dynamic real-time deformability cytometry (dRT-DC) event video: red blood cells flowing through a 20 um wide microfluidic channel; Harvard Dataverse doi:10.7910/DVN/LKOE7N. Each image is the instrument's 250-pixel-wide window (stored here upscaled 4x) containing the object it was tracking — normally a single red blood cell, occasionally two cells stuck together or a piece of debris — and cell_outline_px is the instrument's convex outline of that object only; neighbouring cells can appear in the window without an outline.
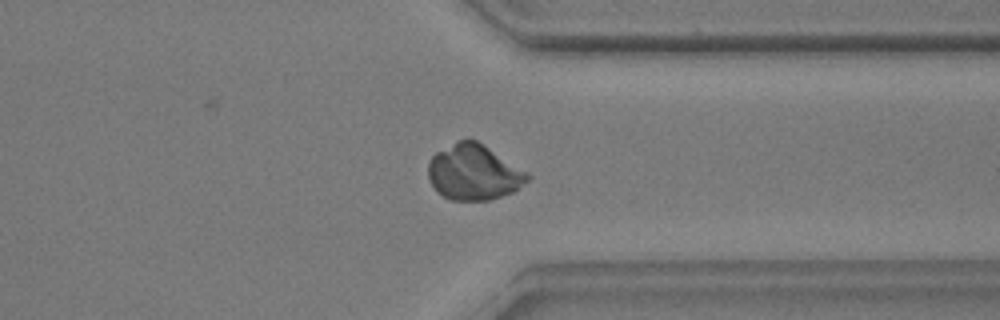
{"species": "common noctule bat (a hibernating species)", "species_latin": "Nyctalus noctula", "temperature_condition": "warm", "stored_images_in_passage": 56, "camera_frame_rate_fps": 3000, "um_per_image_px": 0.085, "animal": {"sex": "male", "body_mass_g": 17.9, "forearm_length_mm": 54.2}, "frame": {"image": 1, "passage_image": 43, "time_ms": 14.0, "image_size_px": [1000, 320], "cell_outline_px": [[532, 176], [528, 180], [512, 192], [488, 200], [452, 200], [436, 192], [428, 176], [428, 164], [432, 156], [436, 152], [456, 140], [468, 136], [484, 144], [528, 172]], "centroid_in_image_um": [40.26, 14.61], "position_along_channel_um": 371.1, "area_um2": 32.37}}
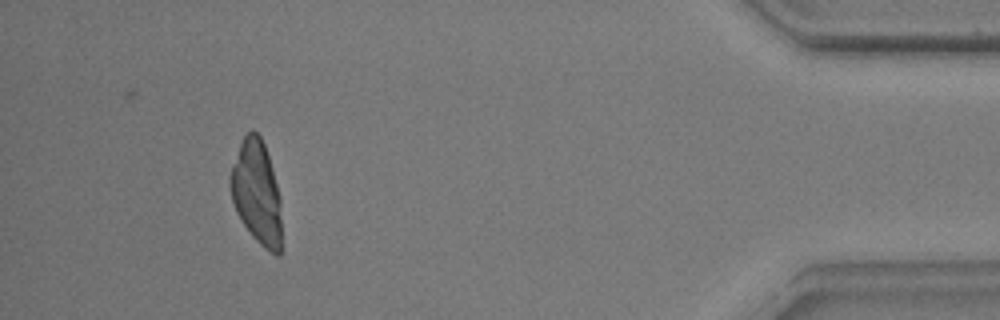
{"frame": {"image": 2, "passage_image": 51, "time_ms": 16.667, "image_size_px": [1000, 320], "cell_outline_px": [[280, 256], [276, 256], [264, 248], [252, 236], [236, 212], [232, 200], [228, 184], [228, 176], [232, 164], [240, 144], [244, 136], [252, 128], [260, 136], [264, 144], [272, 168], [280, 196]], "centroid_in_image_um": [21.79, 16.35], "position_along_channel_um": 413.4, "area_um2": 30.92}}